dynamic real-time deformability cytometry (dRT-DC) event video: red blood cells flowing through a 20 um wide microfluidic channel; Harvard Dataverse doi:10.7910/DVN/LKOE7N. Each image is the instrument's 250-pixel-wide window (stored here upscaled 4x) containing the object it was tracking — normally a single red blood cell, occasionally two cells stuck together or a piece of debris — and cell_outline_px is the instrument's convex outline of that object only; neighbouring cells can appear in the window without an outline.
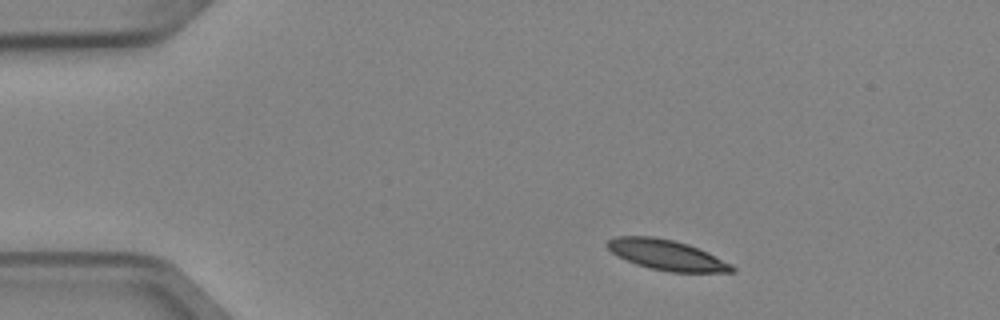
{"species": "Egyptian fruit bat (a non-hibernating species)", "species_latin": "Rousettus aegyptiacus", "temperature_condition": "cold", "stored_images_in_passage": 3, "camera_frame_rate_fps": 3000, "um_per_image_px": 0.085, "animal": {"sex": "female"}, "frame": {"image": 1, "passage_image": 1, "time_ms": 0.0, "image_size_px": [1000, 320], "cell_outline_px": [[736, 272], [672, 272], [648, 268], [636, 264], [612, 252], [604, 244], [608, 240], [616, 236], [652, 236], [672, 240], [688, 244], [708, 252], [732, 264], [736, 268]], "centroid_in_image_um": [56.69, 21.67], "position_along_channel_um": 28.3, "area_um2": 21.96}}
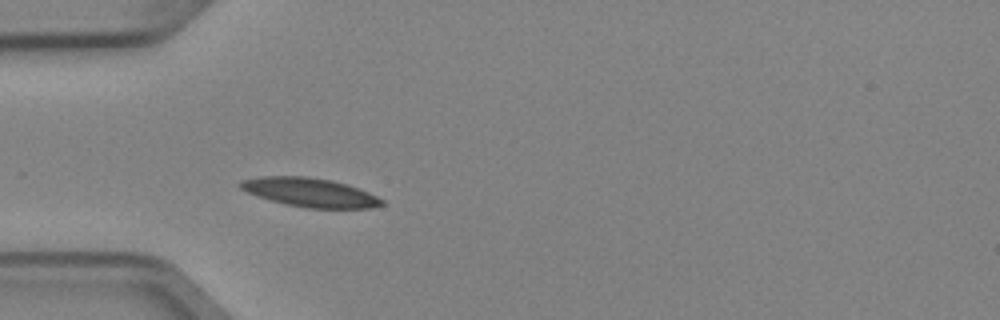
{"frame": {"image": 2, "passage_image": 3, "time_ms": 0.667, "image_size_px": [1000, 320], "cell_outline_px": [[384, 204], [368, 208], [308, 208], [288, 204], [272, 200], [248, 192], [240, 188], [236, 184], [240, 180], [260, 176], [304, 176], [332, 180], [368, 192], [384, 200]], "centroid_in_image_um": [26.31, 16.34], "position_along_channel_um": 58.7, "area_um2": 23.47}}